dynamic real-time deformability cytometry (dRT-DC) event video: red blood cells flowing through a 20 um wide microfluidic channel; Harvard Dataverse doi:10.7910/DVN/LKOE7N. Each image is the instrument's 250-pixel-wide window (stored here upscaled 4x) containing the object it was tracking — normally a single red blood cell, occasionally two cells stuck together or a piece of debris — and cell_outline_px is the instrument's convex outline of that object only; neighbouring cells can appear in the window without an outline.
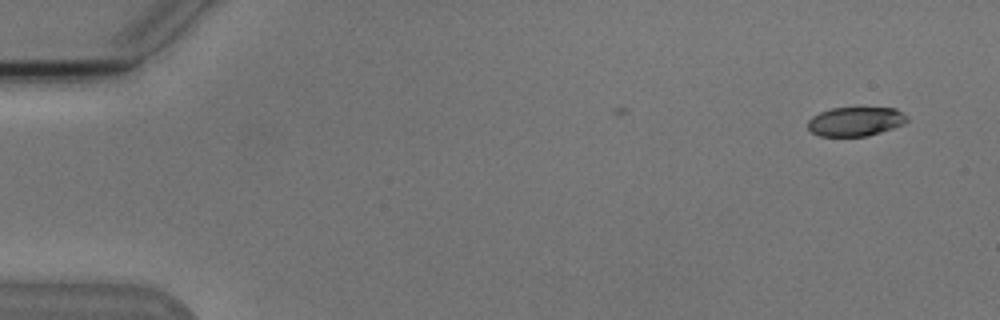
{"species": "Egyptian fruit bat (a non-hibernating species)", "species_latin": "Rousettus aegyptiacus", "temperature_condition": "cold", "stored_images_in_passage": 3, "camera_frame_rate_fps": 3000, "um_per_image_px": 0.085, "animal": {"sex": "male"}, "frame": {"image": 1, "passage_image": 3, "time_ms": 2.333, "image_size_px": [1000, 320], "cell_outline_px": [[908, 120], [904, 124], [868, 136], [820, 136], [812, 132], [808, 128], [808, 120], [812, 116], [820, 112], [832, 108], [896, 108], [908, 116]], "centroid_in_image_um": [72.72, 10.32], "position_along_channel_um": 12.3, "area_um2": 16.82}}